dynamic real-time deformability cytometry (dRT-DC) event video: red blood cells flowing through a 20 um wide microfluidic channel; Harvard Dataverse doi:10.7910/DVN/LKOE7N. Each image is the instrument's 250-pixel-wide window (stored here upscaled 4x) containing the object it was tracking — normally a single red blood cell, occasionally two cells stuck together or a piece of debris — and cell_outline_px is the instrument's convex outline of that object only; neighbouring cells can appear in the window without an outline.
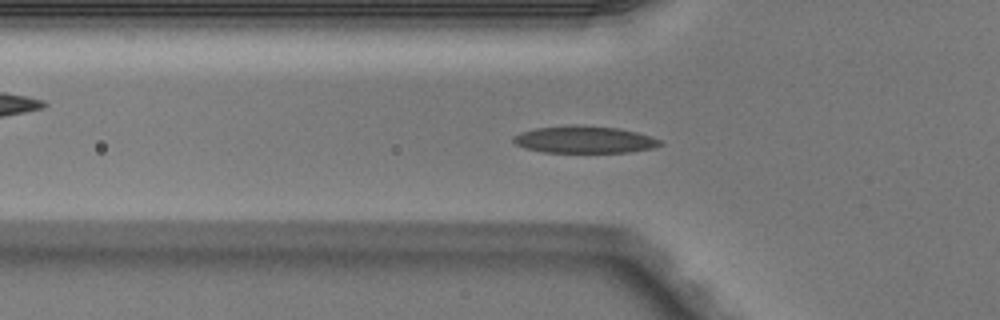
{"species": "Egyptian fruit bat (a non-hibernating species)", "species_latin": "Rousettus aegyptiacus", "temperature_condition": "warm", "stored_images_in_passage": 52, "camera_frame_rate_fps": 3000, "um_per_image_px": 0.085, "animal": {"sex": "male"}, "frame": {"image": 1, "passage_image": 18, "time_ms": 5.667, "image_size_px": [1000, 320], "cell_outline_px": [[664, 144], [652, 148], [628, 152], [544, 152], [524, 148], [516, 144], [512, 140], [512, 136], [520, 132], [536, 128], [572, 124], [580, 124], [616, 128], [636, 132], [652, 136], [660, 140]], "centroid_in_image_um": [49.65, 11.85], "position_along_channel_um": 76.2, "area_um2": 23.29}}
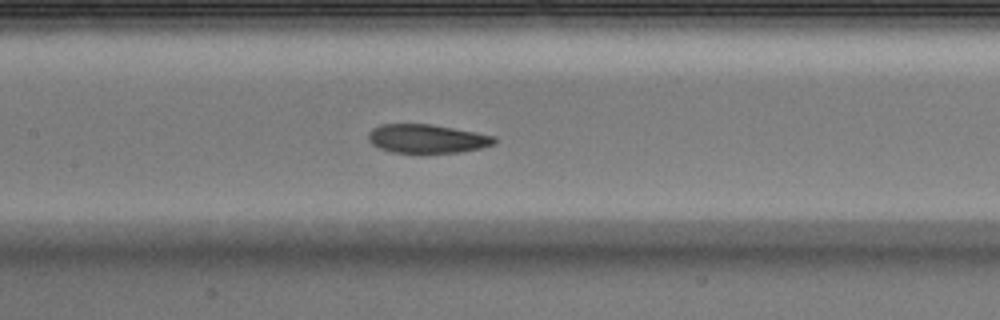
{"frame": {"image": 2, "passage_image": 25, "time_ms": 8.0, "image_size_px": [1000, 320], "cell_outline_px": [[496, 140], [492, 144], [480, 148], [460, 152], [420, 156], [392, 152], [380, 148], [372, 144], [368, 140], [368, 132], [372, 128], [380, 124], [432, 124], [476, 132], [496, 136]], "centroid_in_image_um": [36.26, 11.83], "position_along_channel_um": 171.1, "area_um2": 21.96}}
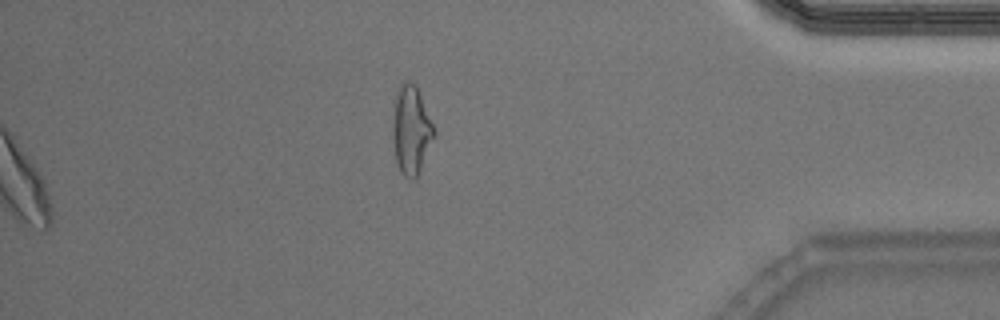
{"frame": {"image": 3, "passage_image": 52, "time_ms": 17.0, "image_size_px": [1000, 320], "cell_outline_px": [[436, 132], [420, 168], [416, 176], [412, 180], [404, 176], [396, 160], [392, 136], [392, 104], [396, 88], [404, 80], [408, 80], [416, 84]], "centroid_in_image_um": [34.9, 10.94], "position_along_channel_um": 400.3, "area_um2": 21.44}, "authors_computed_cell_mechanics": {"area_um2": 22.0507, "velocity_mm_per_s": 4.0291, "shape_relaxation_time_tau1_ms": 3.7477, "shape_relaxation_time_tau2_ms": 5.6218, "deformation_change_tau1": 0.1333, "deformation_change_tau2": 0.1019}}